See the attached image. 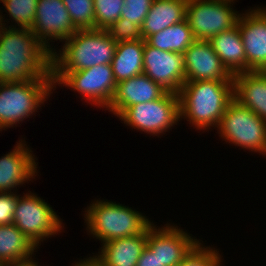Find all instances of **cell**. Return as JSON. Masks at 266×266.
<instances>
[{
    "label": "cell",
    "instance_id": "obj_1",
    "mask_svg": "<svg viewBox=\"0 0 266 266\" xmlns=\"http://www.w3.org/2000/svg\"><path fill=\"white\" fill-rule=\"evenodd\" d=\"M52 53L29 28L0 26V82L52 78Z\"/></svg>",
    "mask_w": 266,
    "mask_h": 266
},
{
    "label": "cell",
    "instance_id": "obj_2",
    "mask_svg": "<svg viewBox=\"0 0 266 266\" xmlns=\"http://www.w3.org/2000/svg\"><path fill=\"white\" fill-rule=\"evenodd\" d=\"M178 96L180 124L186 120L190 129L202 135L218 128L228 104L234 99V81L185 82Z\"/></svg>",
    "mask_w": 266,
    "mask_h": 266
},
{
    "label": "cell",
    "instance_id": "obj_3",
    "mask_svg": "<svg viewBox=\"0 0 266 266\" xmlns=\"http://www.w3.org/2000/svg\"><path fill=\"white\" fill-rule=\"evenodd\" d=\"M83 210L89 240L95 239L100 244L141 234L154 222L144 212L104 198L92 199Z\"/></svg>",
    "mask_w": 266,
    "mask_h": 266
},
{
    "label": "cell",
    "instance_id": "obj_4",
    "mask_svg": "<svg viewBox=\"0 0 266 266\" xmlns=\"http://www.w3.org/2000/svg\"><path fill=\"white\" fill-rule=\"evenodd\" d=\"M116 46L107 30H77L52 52V71H80L111 64Z\"/></svg>",
    "mask_w": 266,
    "mask_h": 266
},
{
    "label": "cell",
    "instance_id": "obj_5",
    "mask_svg": "<svg viewBox=\"0 0 266 266\" xmlns=\"http://www.w3.org/2000/svg\"><path fill=\"white\" fill-rule=\"evenodd\" d=\"M52 94L55 95L52 78L14 83L0 82L1 134L9 128L21 127L23 122L26 123L33 116L34 119L43 106L45 107L44 104L52 100Z\"/></svg>",
    "mask_w": 266,
    "mask_h": 266
},
{
    "label": "cell",
    "instance_id": "obj_6",
    "mask_svg": "<svg viewBox=\"0 0 266 266\" xmlns=\"http://www.w3.org/2000/svg\"><path fill=\"white\" fill-rule=\"evenodd\" d=\"M57 213L48 201L27 188L18 196L13 224L39 249L49 238L65 233L66 224Z\"/></svg>",
    "mask_w": 266,
    "mask_h": 266
},
{
    "label": "cell",
    "instance_id": "obj_7",
    "mask_svg": "<svg viewBox=\"0 0 266 266\" xmlns=\"http://www.w3.org/2000/svg\"><path fill=\"white\" fill-rule=\"evenodd\" d=\"M215 131L223 144L266 159V122L237 100L228 104Z\"/></svg>",
    "mask_w": 266,
    "mask_h": 266
},
{
    "label": "cell",
    "instance_id": "obj_8",
    "mask_svg": "<svg viewBox=\"0 0 266 266\" xmlns=\"http://www.w3.org/2000/svg\"><path fill=\"white\" fill-rule=\"evenodd\" d=\"M51 72L54 93H57V88L64 87L77 93V97L86 103L84 105L104 111L108 108L117 85L111 64H100L80 71Z\"/></svg>",
    "mask_w": 266,
    "mask_h": 266
},
{
    "label": "cell",
    "instance_id": "obj_9",
    "mask_svg": "<svg viewBox=\"0 0 266 266\" xmlns=\"http://www.w3.org/2000/svg\"><path fill=\"white\" fill-rule=\"evenodd\" d=\"M133 131L161 139L180 123L179 96L167 92L163 97L128 107L119 117ZM168 132V133H166Z\"/></svg>",
    "mask_w": 266,
    "mask_h": 266
},
{
    "label": "cell",
    "instance_id": "obj_10",
    "mask_svg": "<svg viewBox=\"0 0 266 266\" xmlns=\"http://www.w3.org/2000/svg\"><path fill=\"white\" fill-rule=\"evenodd\" d=\"M236 3L223 0H188L186 20L195 40H210L237 24L242 10Z\"/></svg>",
    "mask_w": 266,
    "mask_h": 266
},
{
    "label": "cell",
    "instance_id": "obj_11",
    "mask_svg": "<svg viewBox=\"0 0 266 266\" xmlns=\"http://www.w3.org/2000/svg\"><path fill=\"white\" fill-rule=\"evenodd\" d=\"M170 221V222H169ZM164 225L153 222L148 227L147 247L164 266H179L185 256L201 240L172 220ZM172 221V222H171ZM158 225V226H157Z\"/></svg>",
    "mask_w": 266,
    "mask_h": 266
},
{
    "label": "cell",
    "instance_id": "obj_12",
    "mask_svg": "<svg viewBox=\"0 0 266 266\" xmlns=\"http://www.w3.org/2000/svg\"><path fill=\"white\" fill-rule=\"evenodd\" d=\"M22 136L10 152L0 157V192L19 193L21 187L33 183L40 176L38 158L25 140L26 137Z\"/></svg>",
    "mask_w": 266,
    "mask_h": 266
},
{
    "label": "cell",
    "instance_id": "obj_13",
    "mask_svg": "<svg viewBox=\"0 0 266 266\" xmlns=\"http://www.w3.org/2000/svg\"><path fill=\"white\" fill-rule=\"evenodd\" d=\"M31 30L51 53L77 31L62 0H38Z\"/></svg>",
    "mask_w": 266,
    "mask_h": 266
},
{
    "label": "cell",
    "instance_id": "obj_14",
    "mask_svg": "<svg viewBox=\"0 0 266 266\" xmlns=\"http://www.w3.org/2000/svg\"><path fill=\"white\" fill-rule=\"evenodd\" d=\"M238 27L246 55V72L261 71L266 66V6L242 10Z\"/></svg>",
    "mask_w": 266,
    "mask_h": 266
},
{
    "label": "cell",
    "instance_id": "obj_15",
    "mask_svg": "<svg viewBox=\"0 0 266 266\" xmlns=\"http://www.w3.org/2000/svg\"><path fill=\"white\" fill-rule=\"evenodd\" d=\"M143 73L168 92L179 93L185 83L183 54L159 50L144 40Z\"/></svg>",
    "mask_w": 266,
    "mask_h": 266
},
{
    "label": "cell",
    "instance_id": "obj_16",
    "mask_svg": "<svg viewBox=\"0 0 266 266\" xmlns=\"http://www.w3.org/2000/svg\"><path fill=\"white\" fill-rule=\"evenodd\" d=\"M185 82L198 80L233 81L209 40H195L183 54Z\"/></svg>",
    "mask_w": 266,
    "mask_h": 266
},
{
    "label": "cell",
    "instance_id": "obj_17",
    "mask_svg": "<svg viewBox=\"0 0 266 266\" xmlns=\"http://www.w3.org/2000/svg\"><path fill=\"white\" fill-rule=\"evenodd\" d=\"M168 91L142 73L116 85L113 98L105 110L118 118L128 107L154 101Z\"/></svg>",
    "mask_w": 266,
    "mask_h": 266
},
{
    "label": "cell",
    "instance_id": "obj_18",
    "mask_svg": "<svg viewBox=\"0 0 266 266\" xmlns=\"http://www.w3.org/2000/svg\"><path fill=\"white\" fill-rule=\"evenodd\" d=\"M147 240L148 228L141 234L100 244L98 252L91 253L104 266H136L146 248Z\"/></svg>",
    "mask_w": 266,
    "mask_h": 266
},
{
    "label": "cell",
    "instance_id": "obj_19",
    "mask_svg": "<svg viewBox=\"0 0 266 266\" xmlns=\"http://www.w3.org/2000/svg\"><path fill=\"white\" fill-rule=\"evenodd\" d=\"M234 99L266 122V75L261 71L233 75Z\"/></svg>",
    "mask_w": 266,
    "mask_h": 266
},
{
    "label": "cell",
    "instance_id": "obj_20",
    "mask_svg": "<svg viewBox=\"0 0 266 266\" xmlns=\"http://www.w3.org/2000/svg\"><path fill=\"white\" fill-rule=\"evenodd\" d=\"M209 42L232 75L246 72V55L238 21L234 27L217 34Z\"/></svg>",
    "mask_w": 266,
    "mask_h": 266
},
{
    "label": "cell",
    "instance_id": "obj_21",
    "mask_svg": "<svg viewBox=\"0 0 266 266\" xmlns=\"http://www.w3.org/2000/svg\"><path fill=\"white\" fill-rule=\"evenodd\" d=\"M188 0H153L152 6L141 26L142 39L158 33L186 19Z\"/></svg>",
    "mask_w": 266,
    "mask_h": 266
},
{
    "label": "cell",
    "instance_id": "obj_22",
    "mask_svg": "<svg viewBox=\"0 0 266 266\" xmlns=\"http://www.w3.org/2000/svg\"><path fill=\"white\" fill-rule=\"evenodd\" d=\"M144 40L117 42L111 66L118 84L143 73Z\"/></svg>",
    "mask_w": 266,
    "mask_h": 266
},
{
    "label": "cell",
    "instance_id": "obj_23",
    "mask_svg": "<svg viewBox=\"0 0 266 266\" xmlns=\"http://www.w3.org/2000/svg\"><path fill=\"white\" fill-rule=\"evenodd\" d=\"M38 248L14 225H0V266L30 259Z\"/></svg>",
    "mask_w": 266,
    "mask_h": 266
},
{
    "label": "cell",
    "instance_id": "obj_24",
    "mask_svg": "<svg viewBox=\"0 0 266 266\" xmlns=\"http://www.w3.org/2000/svg\"><path fill=\"white\" fill-rule=\"evenodd\" d=\"M145 41L159 50L184 54L187 48L195 41V38L185 19L150 35Z\"/></svg>",
    "mask_w": 266,
    "mask_h": 266
},
{
    "label": "cell",
    "instance_id": "obj_25",
    "mask_svg": "<svg viewBox=\"0 0 266 266\" xmlns=\"http://www.w3.org/2000/svg\"><path fill=\"white\" fill-rule=\"evenodd\" d=\"M1 3L0 26L32 28L38 0H4ZM3 12L7 14H3Z\"/></svg>",
    "mask_w": 266,
    "mask_h": 266
},
{
    "label": "cell",
    "instance_id": "obj_26",
    "mask_svg": "<svg viewBox=\"0 0 266 266\" xmlns=\"http://www.w3.org/2000/svg\"><path fill=\"white\" fill-rule=\"evenodd\" d=\"M204 242L206 240H200L179 266H224L223 252L219 248L217 249V246L214 247V244L210 246Z\"/></svg>",
    "mask_w": 266,
    "mask_h": 266
},
{
    "label": "cell",
    "instance_id": "obj_27",
    "mask_svg": "<svg viewBox=\"0 0 266 266\" xmlns=\"http://www.w3.org/2000/svg\"><path fill=\"white\" fill-rule=\"evenodd\" d=\"M77 30L95 29L93 0H62Z\"/></svg>",
    "mask_w": 266,
    "mask_h": 266
},
{
    "label": "cell",
    "instance_id": "obj_28",
    "mask_svg": "<svg viewBox=\"0 0 266 266\" xmlns=\"http://www.w3.org/2000/svg\"><path fill=\"white\" fill-rule=\"evenodd\" d=\"M95 29L108 30L121 16L124 0H93Z\"/></svg>",
    "mask_w": 266,
    "mask_h": 266
},
{
    "label": "cell",
    "instance_id": "obj_29",
    "mask_svg": "<svg viewBox=\"0 0 266 266\" xmlns=\"http://www.w3.org/2000/svg\"><path fill=\"white\" fill-rule=\"evenodd\" d=\"M152 3L153 0H124L120 18L130 20L141 28Z\"/></svg>",
    "mask_w": 266,
    "mask_h": 266
},
{
    "label": "cell",
    "instance_id": "obj_30",
    "mask_svg": "<svg viewBox=\"0 0 266 266\" xmlns=\"http://www.w3.org/2000/svg\"><path fill=\"white\" fill-rule=\"evenodd\" d=\"M107 31L116 42L142 39L141 28L125 18H119Z\"/></svg>",
    "mask_w": 266,
    "mask_h": 266
},
{
    "label": "cell",
    "instance_id": "obj_31",
    "mask_svg": "<svg viewBox=\"0 0 266 266\" xmlns=\"http://www.w3.org/2000/svg\"><path fill=\"white\" fill-rule=\"evenodd\" d=\"M20 193L0 192V225L13 224V217Z\"/></svg>",
    "mask_w": 266,
    "mask_h": 266
},
{
    "label": "cell",
    "instance_id": "obj_32",
    "mask_svg": "<svg viewBox=\"0 0 266 266\" xmlns=\"http://www.w3.org/2000/svg\"><path fill=\"white\" fill-rule=\"evenodd\" d=\"M136 266H164L160 260L154 255L150 249L146 246L142 255L139 257Z\"/></svg>",
    "mask_w": 266,
    "mask_h": 266
},
{
    "label": "cell",
    "instance_id": "obj_33",
    "mask_svg": "<svg viewBox=\"0 0 266 266\" xmlns=\"http://www.w3.org/2000/svg\"><path fill=\"white\" fill-rule=\"evenodd\" d=\"M89 255V256H88ZM83 259L80 257L77 258V261L74 260V262L71 263L70 266H104L97 258H95L91 253L88 254Z\"/></svg>",
    "mask_w": 266,
    "mask_h": 266
},
{
    "label": "cell",
    "instance_id": "obj_34",
    "mask_svg": "<svg viewBox=\"0 0 266 266\" xmlns=\"http://www.w3.org/2000/svg\"><path fill=\"white\" fill-rule=\"evenodd\" d=\"M35 257H36V255H34L30 259L15 262V263H10V264L4 265V266H42V265L45 266L44 264L40 265L38 262V258L37 257L35 258ZM46 266H49V265H46Z\"/></svg>",
    "mask_w": 266,
    "mask_h": 266
},
{
    "label": "cell",
    "instance_id": "obj_35",
    "mask_svg": "<svg viewBox=\"0 0 266 266\" xmlns=\"http://www.w3.org/2000/svg\"><path fill=\"white\" fill-rule=\"evenodd\" d=\"M266 75V66L261 70Z\"/></svg>",
    "mask_w": 266,
    "mask_h": 266
},
{
    "label": "cell",
    "instance_id": "obj_36",
    "mask_svg": "<svg viewBox=\"0 0 266 266\" xmlns=\"http://www.w3.org/2000/svg\"><path fill=\"white\" fill-rule=\"evenodd\" d=\"M223 1H232V2H234V3H236V2H238L237 0H223Z\"/></svg>",
    "mask_w": 266,
    "mask_h": 266
}]
</instances>
